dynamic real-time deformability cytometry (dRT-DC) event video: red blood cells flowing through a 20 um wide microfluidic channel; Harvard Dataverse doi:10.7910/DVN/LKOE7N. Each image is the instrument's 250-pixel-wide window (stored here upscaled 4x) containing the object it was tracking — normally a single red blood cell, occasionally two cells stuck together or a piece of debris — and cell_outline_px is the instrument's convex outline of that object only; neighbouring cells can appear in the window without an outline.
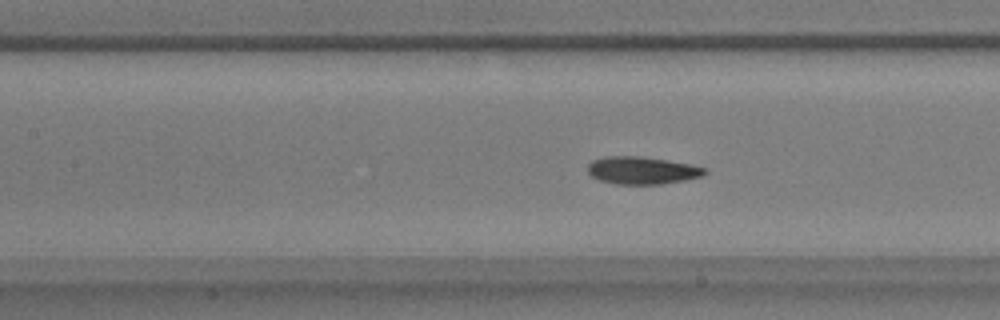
{"species": "common noctule bat (a hibernating species)", "species_latin": "Nyctalus noctula", "temperature_condition": "warm", "stored_images_in_passage": 40, "camera_frame_rate_fps": 3000, "um_per_image_px": 0.085, "animal": {"sex": "male", "body_mass_g": 17.9}, "frame": {"image": 1, "passage_image": 8, "time_ms": 2.333, "image_size_px": [1000, 320], "cell_outline_px": [[708, 172], [700, 176], [684, 180], [660, 184], [616, 184], [600, 180], [592, 176], [588, 172], [588, 164], [592, 160], [604, 156], [640, 156], [688, 164], [704, 168]], "centroid_in_image_um": [54.52, 14.48], "position_along_channel_um": 152.9, "area_um2": 18.5}}
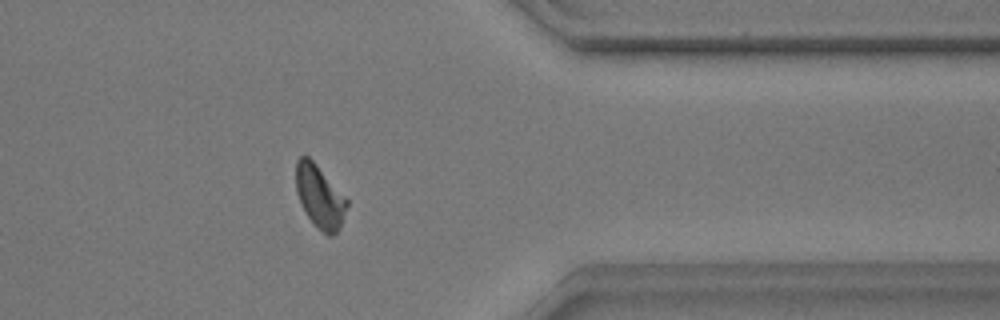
{"frame": {"image": 2, "passage_image": 29, "time_ms": 9.333, "image_size_px": [1000, 320], "cell_outline_px": [[348, 204], [340, 228], [332, 236], [328, 236], [308, 216], [296, 192], [296, 160], [300, 156], [308, 156], [312, 160], [348, 200]], "centroid_in_image_um": [27.18, 16.69], "position_along_channel_um": 384.2, "area_um2": 18.09}}
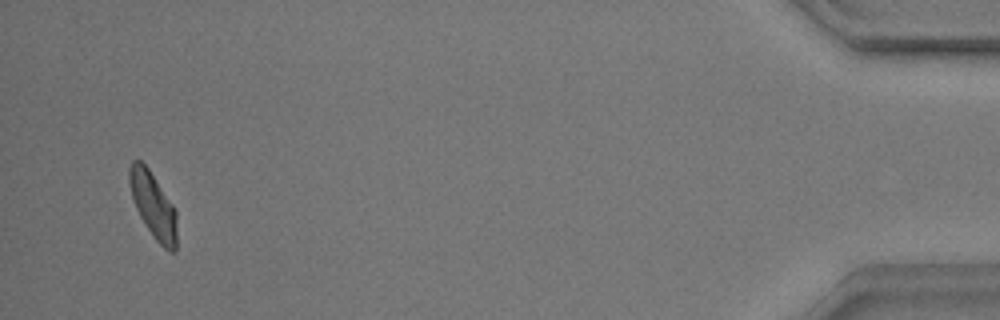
{"frame": {"image": 3, "passage_image": 38, "time_ms": 12.333, "image_size_px": [1000, 320], "cell_outline_px": [[176, 252], [168, 252], [156, 240], [140, 216], [136, 208], [132, 196], [128, 180], [128, 168], [132, 160], [140, 160], [148, 168], [176, 208]], "centroid_in_image_um": [13.03, 17.43], "position_along_channel_um": 422.2, "area_um2": 18.15}, "authors_computed_cell_mechanics": {"area_um2": 18.4671, "velocity_mm_per_s": 3.5079, "shape_relaxation_time_tau1_ms": 2.7701, "shape_relaxation_time_tau2_ms": 0.9196, "deformation_change_tau1": 0.1243, "deformation_change_tau2": 0.0479}}